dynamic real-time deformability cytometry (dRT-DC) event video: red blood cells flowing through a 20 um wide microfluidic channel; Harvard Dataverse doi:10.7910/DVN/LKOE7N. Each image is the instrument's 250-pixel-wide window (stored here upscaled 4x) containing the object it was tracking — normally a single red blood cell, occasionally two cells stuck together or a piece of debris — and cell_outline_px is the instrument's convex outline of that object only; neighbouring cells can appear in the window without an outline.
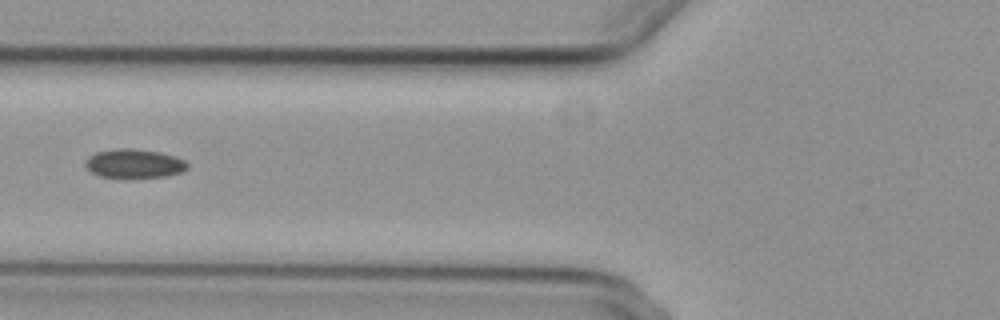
{"species": "common noctule bat (a hibernating species)", "species_latin": "Nyctalus noctula", "temperature_condition": "cold", "stored_images_in_passage": 5, "camera_frame_rate_fps": 3000, "um_per_image_px": 0.085, "animal": {"sex": "female", "body_mass_g": 29.2, "forearm_length_mm": 56.3}, "frame": {"image": 1, "passage_image": 5, "time_ms": 5.333, "image_size_px": [1000, 320], "cell_outline_px": [[188, 168], [184, 172], [168, 176], [128, 180], [124, 180], [100, 176], [92, 172], [84, 164], [84, 160], [88, 156], [96, 152], [116, 148], [132, 148], [160, 152], [176, 156], [184, 160], [188, 164]], "centroid_in_image_um": [11.41, 13.94], "position_along_channel_um": 114.4, "area_um2": 18.09}}